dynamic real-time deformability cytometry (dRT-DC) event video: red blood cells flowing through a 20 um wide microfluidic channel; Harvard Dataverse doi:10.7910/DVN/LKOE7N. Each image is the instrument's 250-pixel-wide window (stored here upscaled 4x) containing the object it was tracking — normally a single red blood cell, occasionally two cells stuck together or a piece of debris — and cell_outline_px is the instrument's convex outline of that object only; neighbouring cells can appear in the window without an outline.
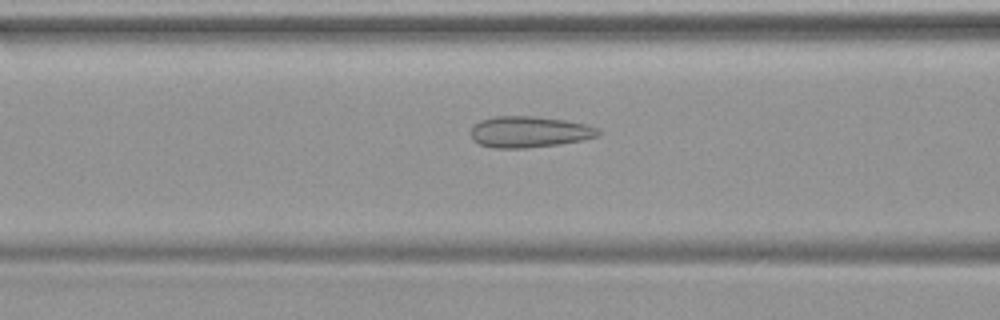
{"species": "common noctule bat (a hibernating species)", "species_latin": "Nyctalus noctula", "temperature_condition": "warm", "stored_images_in_passage": 43, "camera_frame_rate_fps": 3000, "um_per_image_px": 0.085, "animal": {"sex": "female", "body_mass_g": 19.9}, "frame": {"image": 1, "passage_image": 14, "time_ms": 4.333, "image_size_px": [1000, 320], "cell_outline_px": [[600, 132], [596, 136], [580, 140], [560, 144], [524, 148], [492, 148], [480, 144], [472, 140], [472, 128], [480, 120], [492, 116], [536, 116], [564, 120], [584, 124], [600, 128]], "centroid_in_image_um": [44.96, 11.2], "position_along_channel_um": 121.6, "area_um2": 23.06}}
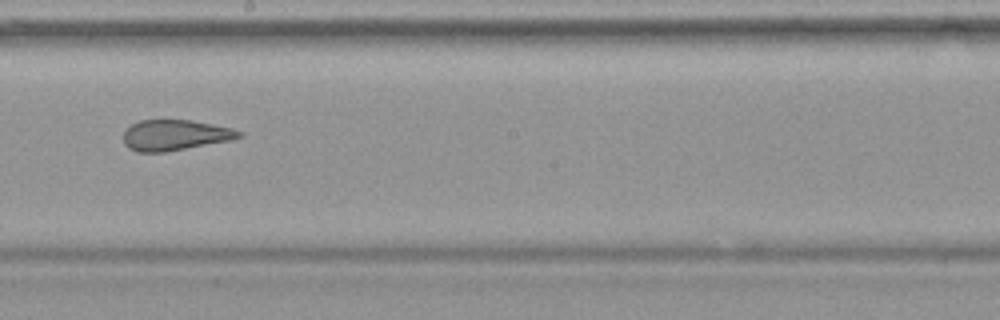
{"frame": {"image": 2, "passage_image": 22, "time_ms": 7.0, "image_size_px": [1000, 320], "cell_outline_px": [[244, 136], [232, 140], [164, 152], [136, 152], [128, 148], [124, 144], [124, 132], [132, 124], [140, 120], [192, 120], [232, 128], [244, 132]], "centroid_in_image_um": [14.9, 11.49], "position_along_channel_um": 233.3, "area_um2": 20.69}}
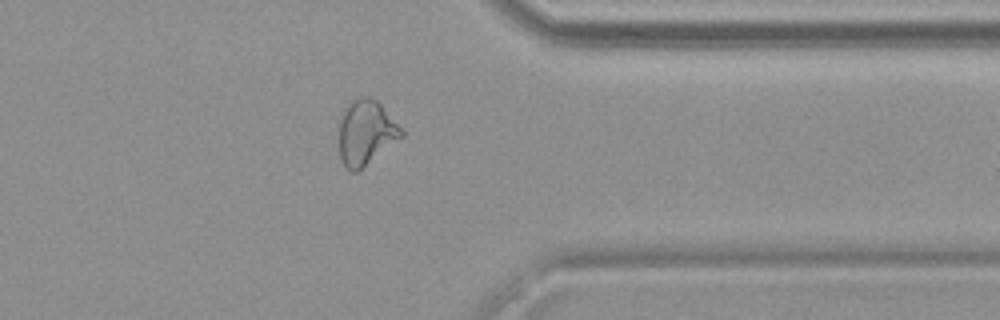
{"frame": {"image": 3, "passage_image": 33, "time_ms": 10.667, "image_size_px": [1000, 320], "cell_outline_px": [[404, 136], [356, 172], [352, 172], [344, 168], [340, 156], [336, 124], [340, 112], [356, 96], [368, 96], [376, 100], [404, 128]], "centroid_in_image_um": [31.05, 11.24], "position_along_channel_um": 380.3, "area_um2": 24.45}}